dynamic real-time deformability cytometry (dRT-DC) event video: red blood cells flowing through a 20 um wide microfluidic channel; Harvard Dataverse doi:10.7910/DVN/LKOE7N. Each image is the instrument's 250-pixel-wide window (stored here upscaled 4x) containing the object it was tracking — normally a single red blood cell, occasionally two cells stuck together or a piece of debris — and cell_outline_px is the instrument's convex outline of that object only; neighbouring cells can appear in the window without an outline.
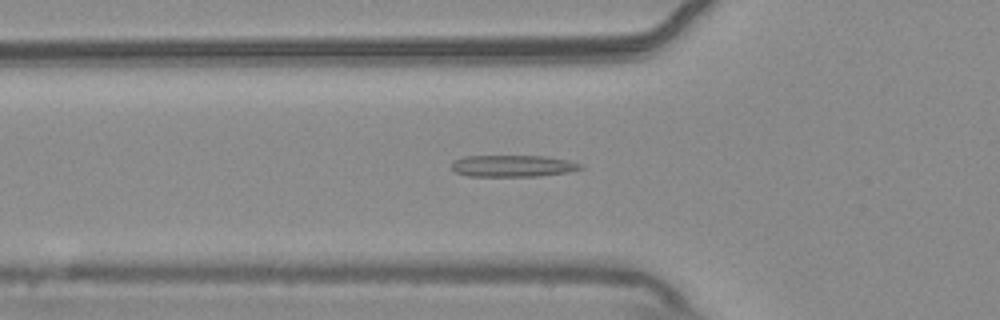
{"species": "common noctule bat (a hibernating species)", "species_latin": "Nyctalus noctula", "temperature_condition": "warm", "stored_images_in_passage": 53, "camera_frame_rate_fps": 3000, "um_per_image_px": 0.085, "animal": {"sex": "male", "body_mass_g": 20.4}, "frame": {"image": 1, "passage_image": 18, "time_ms": 5.667, "image_size_px": [1000, 320], "cell_outline_px": [[584, 168], [568, 172], [540, 176], [468, 176], [456, 172], [452, 168], [452, 160], [464, 156], [544, 156], [568, 160], [580, 164]], "centroid_in_image_um": [43.57, 14.1], "position_along_channel_um": 82.2, "area_um2": 16.3}}
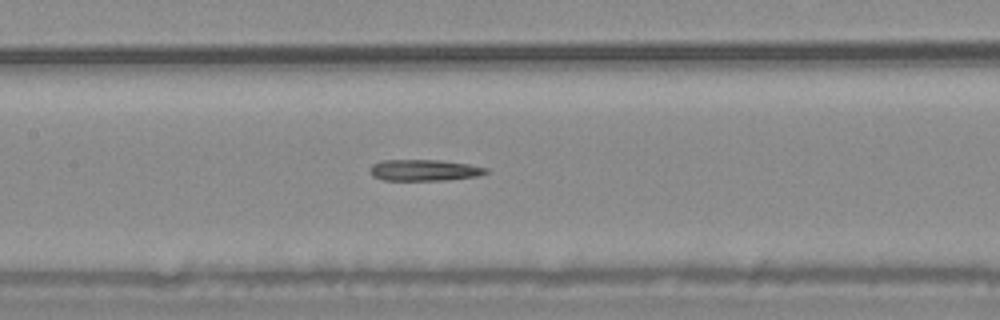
{"frame": {"image": 2, "passage_image": 25, "time_ms": 8.0, "image_size_px": [1000, 320], "cell_outline_px": [[488, 172], [480, 176], [448, 180], [384, 180], [372, 176], [368, 172], [372, 164], [384, 160], [440, 160], [468, 164], [488, 168]], "centroid_in_image_um": [36.06, 14.47], "position_along_channel_um": 171.3, "area_um2": 14.51}}
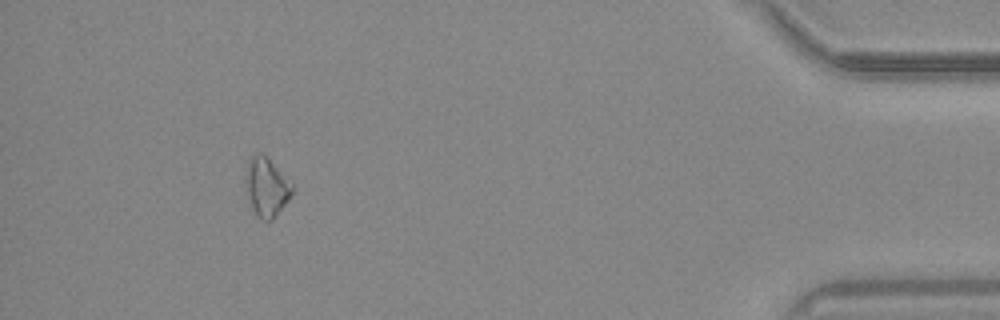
{"frame": {"image": 3, "passage_image": 49, "time_ms": 16.0, "image_size_px": [1000, 320], "cell_outline_px": [[296, 188], [292, 196], [272, 220], [260, 220], [256, 216], [252, 208], [244, 184], [244, 180], [248, 160], [256, 152], [260, 152], [292, 180]], "centroid_in_image_um": [22.68, 15.9], "position_along_channel_um": 412.5, "area_um2": 16.42}}